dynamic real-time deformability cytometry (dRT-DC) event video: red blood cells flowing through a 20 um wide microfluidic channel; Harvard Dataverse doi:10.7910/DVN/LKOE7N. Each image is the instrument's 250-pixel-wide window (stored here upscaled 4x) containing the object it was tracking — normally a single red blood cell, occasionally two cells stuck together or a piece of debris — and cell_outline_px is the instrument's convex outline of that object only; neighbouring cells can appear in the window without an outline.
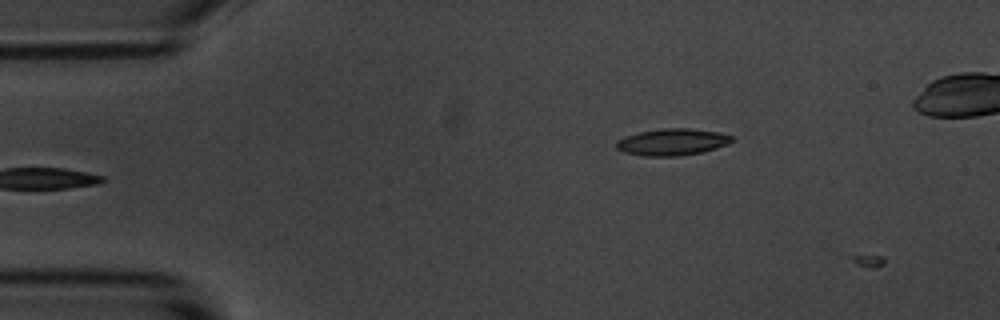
{"species": "common noctule bat (a hibernating species)", "species_latin": "Nyctalus noctula", "temperature_condition": "room temperature", "stored_images_in_passage": 5, "camera_frame_rate_fps": 3000, "um_per_image_px": 0.085, "animal": {"sex": "male", "body_mass_g": 20.1, "forearm_length_mm": 53.5}, "frame": {"image": 1, "passage_image": 4, "time_ms": 1.0, "image_size_px": [1000, 320], "cell_outline_px": [[732, 140], [728, 144], [716, 148], [700, 152], [676, 156], [644, 156], [624, 152], [616, 148], [616, 140], [624, 136], [640, 132], [664, 128], [688, 128], [716, 132], [732, 136]], "centroid_in_image_um": [57.09, 12.07], "position_along_channel_um": 27.9, "area_um2": 17.8}}